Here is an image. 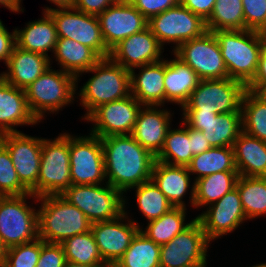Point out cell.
Returning a JSON list of instances; mask_svg holds the SVG:
<instances>
[{"label":"cell","instance_id":"1","mask_svg":"<svg viewBox=\"0 0 266 267\" xmlns=\"http://www.w3.org/2000/svg\"><path fill=\"white\" fill-rule=\"evenodd\" d=\"M106 183L123 194L151 180L156 157L131 135L101 138Z\"/></svg>","mask_w":266,"mask_h":267},{"label":"cell","instance_id":"2","mask_svg":"<svg viewBox=\"0 0 266 267\" xmlns=\"http://www.w3.org/2000/svg\"><path fill=\"white\" fill-rule=\"evenodd\" d=\"M86 73L94 75L79 88L80 104L86 109L85 119L100 105L123 99L131 94L130 71L115 63L110 57L101 58L91 69L76 77V90L80 76Z\"/></svg>","mask_w":266,"mask_h":267},{"label":"cell","instance_id":"3","mask_svg":"<svg viewBox=\"0 0 266 267\" xmlns=\"http://www.w3.org/2000/svg\"><path fill=\"white\" fill-rule=\"evenodd\" d=\"M216 36L228 77L245 87L253 80L261 53L263 32L255 30H218Z\"/></svg>","mask_w":266,"mask_h":267},{"label":"cell","instance_id":"4","mask_svg":"<svg viewBox=\"0 0 266 267\" xmlns=\"http://www.w3.org/2000/svg\"><path fill=\"white\" fill-rule=\"evenodd\" d=\"M38 202V237L43 241L61 244L91 230L85 214L61 195L40 196Z\"/></svg>","mask_w":266,"mask_h":267},{"label":"cell","instance_id":"5","mask_svg":"<svg viewBox=\"0 0 266 267\" xmlns=\"http://www.w3.org/2000/svg\"><path fill=\"white\" fill-rule=\"evenodd\" d=\"M59 70V71H58ZM50 66L38 79L24 89L27 104L35 118L42 122L46 114L63 111L76 97V77ZM42 120V121H41Z\"/></svg>","mask_w":266,"mask_h":267},{"label":"cell","instance_id":"6","mask_svg":"<svg viewBox=\"0 0 266 267\" xmlns=\"http://www.w3.org/2000/svg\"><path fill=\"white\" fill-rule=\"evenodd\" d=\"M61 196L78 207L91 223L119 218L125 213V204L128 203L122 192L106 182L99 185L71 184Z\"/></svg>","mask_w":266,"mask_h":267},{"label":"cell","instance_id":"7","mask_svg":"<svg viewBox=\"0 0 266 267\" xmlns=\"http://www.w3.org/2000/svg\"><path fill=\"white\" fill-rule=\"evenodd\" d=\"M31 198L38 203L32 193L0 196V239L7 248L38 238V211L26 200Z\"/></svg>","mask_w":266,"mask_h":267},{"label":"cell","instance_id":"8","mask_svg":"<svg viewBox=\"0 0 266 267\" xmlns=\"http://www.w3.org/2000/svg\"><path fill=\"white\" fill-rule=\"evenodd\" d=\"M71 184L69 133L43 138L37 197L61 195Z\"/></svg>","mask_w":266,"mask_h":267},{"label":"cell","instance_id":"9","mask_svg":"<svg viewBox=\"0 0 266 267\" xmlns=\"http://www.w3.org/2000/svg\"><path fill=\"white\" fill-rule=\"evenodd\" d=\"M246 87L231 78L200 80L182 112H241V99Z\"/></svg>","mask_w":266,"mask_h":267},{"label":"cell","instance_id":"10","mask_svg":"<svg viewBox=\"0 0 266 267\" xmlns=\"http://www.w3.org/2000/svg\"><path fill=\"white\" fill-rule=\"evenodd\" d=\"M210 244L195 218L186 229L161 245L160 267H207Z\"/></svg>","mask_w":266,"mask_h":267},{"label":"cell","instance_id":"11","mask_svg":"<svg viewBox=\"0 0 266 267\" xmlns=\"http://www.w3.org/2000/svg\"><path fill=\"white\" fill-rule=\"evenodd\" d=\"M70 175L72 185H99L106 182L101 138L93 134L69 133Z\"/></svg>","mask_w":266,"mask_h":267},{"label":"cell","instance_id":"12","mask_svg":"<svg viewBox=\"0 0 266 267\" xmlns=\"http://www.w3.org/2000/svg\"><path fill=\"white\" fill-rule=\"evenodd\" d=\"M148 28L164 47L167 43L175 51L183 42L202 36L206 31V22L180 3L153 16L148 20Z\"/></svg>","mask_w":266,"mask_h":267},{"label":"cell","instance_id":"13","mask_svg":"<svg viewBox=\"0 0 266 267\" xmlns=\"http://www.w3.org/2000/svg\"><path fill=\"white\" fill-rule=\"evenodd\" d=\"M43 10L48 12L54 20L58 37L70 38L88 46L101 58L110 56L96 15L86 14L74 8L56 9L47 6Z\"/></svg>","mask_w":266,"mask_h":267},{"label":"cell","instance_id":"14","mask_svg":"<svg viewBox=\"0 0 266 267\" xmlns=\"http://www.w3.org/2000/svg\"><path fill=\"white\" fill-rule=\"evenodd\" d=\"M172 53L194 70L201 80L228 78L218 40L211 31L183 42Z\"/></svg>","mask_w":266,"mask_h":267},{"label":"cell","instance_id":"15","mask_svg":"<svg viewBox=\"0 0 266 267\" xmlns=\"http://www.w3.org/2000/svg\"><path fill=\"white\" fill-rule=\"evenodd\" d=\"M42 139L21 131L0 135V143L8 150L21 184L36 197Z\"/></svg>","mask_w":266,"mask_h":267},{"label":"cell","instance_id":"16","mask_svg":"<svg viewBox=\"0 0 266 267\" xmlns=\"http://www.w3.org/2000/svg\"><path fill=\"white\" fill-rule=\"evenodd\" d=\"M142 105L129 96L97 107L85 120L91 122L90 134L104 138L111 135H131Z\"/></svg>","mask_w":266,"mask_h":267},{"label":"cell","instance_id":"17","mask_svg":"<svg viewBox=\"0 0 266 267\" xmlns=\"http://www.w3.org/2000/svg\"><path fill=\"white\" fill-rule=\"evenodd\" d=\"M125 213L111 221L91 224V232L103 261L113 267L129 248L133 237L142 226ZM131 219H130V218Z\"/></svg>","mask_w":266,"mask_h":267},{"label":"cell","instance_id":"18","mask_svg":"<svg viewBox=\"0 0 266 267\" xmlns=\"http://www.w3.org/2000/svg\"><path fill=\"white\" fill-rule=\"evenodd\" d=\"M196 218L210 242H214L228 233H233L242 223L248 221L237 187L227 192L217 202L209 205Z\"/></svg>","mask_w":266,"mask_h":267},{"label":"cell","instance_id":"19","mask_svg":"<svg viewBox=\"0 0 266 267\" xmlns=\"http://www.w3.org/2000/svg\"><path fill=\"white\" fill-rule=\"evenodd\" d=\"M182 121L202 131L211 147H233L242 132V112H182Z\"/></svg>","mask_w":266,"mask_h":267},{"label":"cell","instance_id":"20","mask_svg":"<svg viewBox=\"0 0 266 267\" xmlns=\"http://www.w3.org/2000/svg\"><path fill=\"white\" fill-rule=\"evenodd\" d=\"M97 17L103 41L109 51L123 39L148 28V20L130 2L121 0Z\"/></svg>","mask_w":266,"mask_h":267},{"label":"cell","instance_id":"21","mask_svg":"<svg viewBox=\"0 0 266 267\" xmlns=\"http://www.w3.org/2000/svg\"><path fill=\"white\" fill-rule=\"evenodd\" d=\"M164 47L149 28L123 39L110 51V58L125 69L161 61Z\"/></svg>","mask_w":266,"mask_h":267},{"label":"cell","instance_id":"22","mask_svg":"<svg viewBox=\"0 0 266 267\" xmlns=\"http://www.w3.org/2000/svg\"><path fill=\"white\" fill-rule=\"evenodd\" d=\"M161 107L142 105L131 133V136L155 157L162 150L173 121L172 112Z\"/></svg>","mask_w":266,"mask_h":267},{"label":"cell","instance_id":"23","mask_svg":"<svg viewBox=\"0 0 266 267\" xmlns=\"http://www.w3.org/2000/svg\"><path fill=\"white\" fill-rule=\"evenodd\" d=\"M191 174L185 166L169 165L155 161L151 180L164 193L165 197L174 207L186 208L185 198L190 189L189 203L194 208L195 182L191 181ZM192 182V185H191Z\"/></svg>","mask_w":266,"mask_h":267},{"label":"cell","instance_id":"24","mask_svg":"<svg viewBox=\"0 0 266 267\" xmlns=\"http://www.w3.org/2000/svg\"><path fill=\"white\" fill-rule=\"evenodd\" d=\"M38 123L28 107L25 91L10 85L0 76V135L19 132L17 126Z\"/></svg>","mask_w":266,"mask_h":267},{"label":"cell","instance_id":"25","mask_svg":"<svg viewBox=\"0 0 266 267\" xmlns=\"http://www.w3.org/2000/svg\"><path fill=\"white\" fill-rule=\"evenodd\" d=\"M51 60L44 54L15 45L6 64L8 70L1 72L0 76L10 85L24 90L52 65Z\"/></svg>","mask_w":266,"mask_h":267},{"label":"cell","instance_id":"26","mask_svg":"<svg viewBox=\"0 0 266 267\" xmlns=\"http://www.w3.org/2000/svg\"><path fill=\"white\" fill-rule=\"evenodd\" d=\"M130 71L131 94L141 105L163 106L165 104V59L136 67Z\"/></svg>","mask_w":266,"mask_h":267},{"label":"cell","instance_id":"27","mask_svg":"<svg viewBox=\"0 0 266 267\" xmlns=\"http://www.w3.org/2000/svg\"><path fill=\"white\" fill-rule=\"evenodd\" d=\"M42 16L26 23L23 29L15 28V41L16 46L23 50L49 57L48 52H54L58 35L51 15L43 11Z\"/></svg>","mask_w":266,"mask_h":267},{"label":"cell","instance_id":"28","mask_svg":"<svg viewBox=\"0 0 266 267\" xmlns=\"http://www.w3.org/2000/svg\"><path fill=\"white\" fill-rule=\"evenodd\" d=\"M200 80L196 72L175 55L174 59H165V104L168 102L175 103L181 109Z\"/></svg>","mask_w":266,"mask_h":267},{"label":"cell","instance_id":"29","mask_svg":"<svg viewBox=\"0 0 266 267\" xmlns=\"http://www.w3.org/2000/svg\"><path fill=\"white\" fill-rule=\"evenodd\" d=\"M233 150L239 175L266 177V142L242 131L234 142Z\"/></svg>","mask_w":266,"mask_h":267},{"label":"cell","instance_id":"30","mask_svg":"<svg viewBox=\"0 0 266 267\" xmlns=\"http://www.w3.org/2000/svg\"><path fill=\"white\" fill-rule=\"evenodd\" d=\"M53 57L62 71L75 77L91 69L101 57L88 46L70 38L58 37Z\"/></svg>","mask_w":266,"mask_h":267},{"label":"cell","instance_id":"31","mask_svg":"<svg viewBox=\"0 0 266 267\" xmlns=\"http://www.w3.org/2000/svg\"><path fill=\"white\" fill-rule=\"evenodd\" d=\"M238 171H222L195 181L194 208L208 207L236 187Z\"/></svg>","mask_w":266,"mask_h":267},{"label":"cell","instance_id":"32","mask_svg":"<svg viewBox=\"0 0 266 267\" xmlns=\"http://www.w3.org/2000/svg\"><path fill=\"white\" fill-rule=\"evenodd\" d=\"M187 168L191 176L196 175L194 182L216 172L237 171L233 147H211L193 156Z\"/></svg>","mask_w":266,"mask_h":267},{"label":"cell","instance_id":"33","mask_svg":"<svg viewBox=\"0 0 266 267\" xmlns=\"http://www.w3.org/2000/svg\"><path fill=\"white\" fill-rule=\"evenodd\" d=\"M242 131L266 142V95L245 90L241 99Z\"/></svg>","mask_w":266,"mask_h":267},{"label":"cell","instance_id":"34","mask_svg":"<svg viewBox=\"0 0 266 267\" xmlns=\"http://www.w3.org/2000/svg\"><path fill=\"white\" fill-rule=\"evenodd\" d=\"M236 187L248 220L266 215V177L239 175Z\"/></svg>","mask_w":266,"mask_h":267},{"label":"cell","instance_id":"35","mask_svg":"<svg viewBox=\"0 0 266 267\" xmlns=\"http://www.w3.org/2000/svg\"><path fill=\"white\" fill-rule=\"evenodd\" d=\"M181 127L169 128L164 146L156 156V160L174 166L187 167L193 157L191 152V138L188 126L181 120Z\"/></svg>","mask_w":266,"mask_h":267},{"label":"cell","instance_id":"36","mask_svg":"<svg viewBox=\"0 0 266 267\" xmlns=\"http://www.w3.org/2000/svg\"><path fill=\"white\" fill-rule=\"evenodd\" d=\"M186 212L187 208L173 207L169 212L163 214L160 218L149 221L146 228H140V230L149 239L159 245L168 243L177 234L186 229L196 218L194 217L189 221V223H185L187 214Z\"/></svg>","mask_w":266,"mask_h":267},{"label":"cell","instance_id":"37","mask_svg":"<svg viewBox=\"0 0 266 267\" xmlns=\"http://www.w3.org/2000/svg\"><path fill=\"white\" fill-rule=\"evenodd\" d=\"M160 251L161 245L139 230L113 267H160Z\"/></svg>","mask_w":266,"mask_h":267},{"label":"cell","instance_id":"38","mask_svg":"<svg viewBox=\"0 0 266 267\" xmlns=\"http://www.w3.org/2000/svg\"><path fill=\"white\" fill-rule=\"evenodd\" d=\"M206 28L211 32L246 30L242 0H216Z\"/></svg>","mask_w":266,"mask_h":267},{"label":"cell","instance_id":"39","mask_svg":"<svg viewBox=\"0 0 266 267\" xmlns=\"http://www.w3.org/2000/svg\"><path fill=\"white\" fill-rule=\"evenodd\" d=\"M131 189H136L137 207L147 222L160 218L174 207L152 180Z\"/></svg>","mask_w":266,"mask_h":267},{"label":"cell","instance_id":"40","mask_svg":"<svg viewBox=\"0 0 266 267\" xmlns=\"http://www.w3.org/2000/svg\"><path fill=\"white\" fill-rule=\"evenodd\" d=\"M66 261L79 264H106L90 231L72 236L61 243Z\"/></svg>","mask_w":266,"mask_h":267},{"label":"cell","instance_id":"41","mask_svg":"<svg viewBox=\"0 0 266 267\" xmlns=\"http://www.w3.org/2000/svg\"><path fill=\"white\" fill-rule=\"evenodd\" d=\"M29 193L19 180L8 150L0 143V196H20Z\"/></svg>","mask_w":266,"mask_h":267},{"label":"cell","instance_id":"42","mask_svg":"<svg viewBox=\"0 0 266 267\" xmlns=\"http://www.w3.org/2000/svg\"><path fill=\"white\" fill-rule=\"evenodd\" d=\"M42 247V239L8 248L6 260L2 267H35Z\"/></svg>","mask_w":266,"mask_h":267},{"label":"cell","instance_id":"43","mask_svg":"<svg viewBox=\"0 0 266 267\" xmlns=\"http://www.w3.org/2000/svg\"><path fill=\"white\" fill-rule=\"evenodd\" d=\"M245 27L266 33V0H242Z\"/></svg>","mask_w":266,"mask_h":267},{"label":"cell","instance_id":"44","mask_svg":"<svg viewBox=\"0 0 266 267\" xmlns=\"http://www.w3.org/2000/svg\"><path fill=\"white\" fill-rule=\"evenodd\" d=\"M65 262L62 244L48 243L42 240L41 252L35 267H63Z\"/></svg>","mask_w":266,"mask_h":267},{"label":"cell","instance_id":"45","mask_svg":"<svg viewBox=\"0 0 266 267\" xmlns=\"http://www.w3.org/2000/svg\"><path fill=\"white\" fill-rule=\"evenodd\" d=\"M147 20L177 6L180 0H132L130 2Z\"/></svg>","mask_w":266,"mask_h":267},{"label":"cell","instance_id":"46","mask_svg":"<svg viewBox=\"0 0 266 267\" xmlns=\"http://www.w3.org/2000/svg\"><path fill=\"white\" fill-rule=\"evenodd\" d=\"M246 89L255 93L266 92V33H263V42L256 74Z\"/></svg>","mask_w":266,"mask_h":267},{"label":"cell","instance_id":"47","mask_svg":"<svg viewBox=\"0 0 266 267\" xmlns=\"http://www.w3.org/2000/svg\"><path fill=\"white\" fill-rule=\"evenodd\" d=\"M118 0H74L73 8L86 14L98 16Z\"/></svg>","mask_w":266,"mask_h":267},{"label":"cell","instance_id":"48","mask_svg":"<svg viewBox=\"0 0 266 267\" xmlns=\"http://www.w3.org/2000/svg\"><path fill=\"white\" fill-rule=\"evenodd\" d=\"M216 0H180V4L192 13L201 17L205 22L211 16Z\"/></svg>","mask_w":266,"mask_h":267},{"label":"cell","instance_id":"49","mask_svg":"<svg viewBox=\"0 0 266 267\" xmlns=\"http://www.w3.org/2000/svg\"><path fill=\"white\" fill-rule=\"evenodd\" d=\"M15 45V29L11 33L4 25L0 29V62L3 61L5 65L8 63L9 57L12 54V50Z\"/></svg>","mask_w":266,"mask_h":267},{"label":"cell","instance_id":"50","mask_svg":"<svg viewBox=\"0 0 266 267\" xmlns=\"http://www.w3.org/2000/svg\"><path fill=\"white\" fill-rule=\"evenodd\" d=\"M189 138H191V152L192 155H199L211 148L206 137L202 131L188 127Z\"/></svg>","mask_w":266,"mask_h":267},{"label":"cell","instance_id":"51","mask_svg":"<svg viewBox=\"0 0 266 267\" xmlns=\"http://www.w3.org/2000/svg\"><path fill=\"white\" fill-rule=\"evenodd\" d=\"M22 0H0V5L2 7H5L6 9H8L11 12H15V13H22L24 12V8H22V4L23 2H21Z\"/></svg>","mask_w":266,"mask_h":267},{"label":"cell","instance_id":"52","mask_svg":"<svg viewBox=\"0 0 266 267\" xmlns=\"http://www.w3.org/2000/svg\"><path fill=\"white\" fill-rule=\"evenodd\" d=\"M56 6V9L73 8L74 0H47Z\"/></svg>","mask_w":266,"mask_h":267},{"label":"cell","instance_id":"53","mask_svg":"<svg viewBox=\"0 0 266 267\" xmlns=\"http://www.w3.org/2000/svg\"><path fill=\"white\" fill-rule=\"evenodd\" d=\"M63 267H109L107 264H79L66 261Z\"/></svg>","mask_w":266,"mask_h":267},{"label":"cell","instance_id":"54","mask_svg":"<svg viewBox=\"0 0 266 267\" xmlns=\"http://www.w3.org/2000/svg\"><path fill=\"white\" fill-rule=\"evenodd\" d=\"M7 251H8V248L6 247V245L0 239V267L3 266V264H4L5 260H6Z\"/></svg>","mask_w":266,"mask_h":267},{"label":"cell","instance_id":"55","mask_svg":"<svg viewBox=\"0 0 266 267\" xmlns=\"http://www.w3.org/2000/svg\"><path fill=\"white\" fill-rule=\"evenodd\" d=\"M249 267H266V263H260V264H255V265H252V266H249Z\"/></svg>","mask_w":266,"mask_h":267},{"label":"cell","instance_id":"56","mask_svg":"<svg viewBox=\"0 0 266 267\" xmlns=\"http://www.w3.org/2000/svg\"><path fill=\"white\" fill-rule=\"evenodd\" d=\"M4 26L3 22L0 19V29Z\"/></svg>","mask_w":266,"mask_h":267},{"label":"cell","instance_id":"57","mask_svg":"<svg viewBox=\"0 0 266 267\" xmlns=\"http://www.w3.org/2000/svg\"><path fill=\"white\" fill-rule=\"evenodd\" d=\"M121 1H125V2H131L132 0H121Z\"/></svg>","mask_w":266,"mask_h":267}]
</instances>
